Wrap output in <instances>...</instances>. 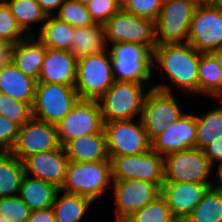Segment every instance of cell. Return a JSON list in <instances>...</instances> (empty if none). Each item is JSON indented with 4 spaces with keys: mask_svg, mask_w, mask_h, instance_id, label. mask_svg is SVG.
Instances as JSON below:
<instances>
[{
    "mask_svg": "<svg viewBox=\"0 0 222 222\" xmlns=\"http://www.w3.org/2000/svg\"><path fill=\"white\" fill-rule=\"evenodd\" d=\"M200 54L201 52L195 50L190 43L156 46L152 67L161 68L174 88H180L185 94L197 95Z\"/></svg>",
    "mask_w": 222,
    "mask_h": 222,
    "instance_id": "cell-1",
    "label": "cell"
},
{
    "mask_svg": "<svg viewBox=\"0 0 222 222\" xmlns=\"http://www.w3.org/2000/svg\"><path fill=\"white\" fill-rule=\"evenodd\" d=\"M144 85L138 82L114 81L113 85L97 100L103 123L130 120L136 115H140L139 118H141L145 97L153 88L151 84Z\"/></svg>",
    "mask_w": 222,
    "mask_h": 222,
    "instance_id": "cell-2",
    "label": "cell"
},
{
    "mask_svg": "<svg viewBox=\"0 0 222 222\" xmlns=\"http://www.w3.org/2000/svg\"><path fill=\"white\" fill-rule=\"evenodd\" d=\"M171 87L168 83L154 85L145 97L141 120L150 141L186 113L178 104Z\"/></svg>",
    "mask_w": 222,
    "mask_h": 222,
    "instance_id": "cell-3",
    "label": "cell"
},
{
    "mask_svg": "<svg viewBox=\"0 0 222 222\" xmlns=\"http://www.w3.org/2000/svg\"><path fill=\"white\" fill-rule=\"evenodd\" d=\"M112 182L110 161L70 162L60 190L95 201L112 187Z\"/></svg>",
    "mask_w": 222,
    "mask_h": 222,
    "instance_id": "cell-4",
    "label": "cell"
},
{
    "mask_svg": "<svg viewBox=\"0 0 222 222\" xmlns=\"http://www.w3.org/2000/svg\"><path fill=\"white\" fill-rule=\"evenodd\" d=\"M114 81L109 50L77 58L75 89L80 99L98 100Z\"/></svg>",
    "mask_w": 222,
    "mask_h": 222,
    "instance_id": "cell-5",
    "label": "cell"
},
{
    "mask_svg": "<svg viewBox=\"0 0 222 222\" xmlns=\"http://www.w3.org/2000/svg\"><path fill=\"white\" fill-rule=\"evenodd\" d=\"M199 0H164L155 21L156 45L188 43L190 24Z\"/></svg>",
    "mask_w": 222,
    "mask_h": 222,
    "instance_id": "cell-6",
    "label": "cell"
},
{
    "mask_svg": "<svg viewBox=\"0 0 222 222\" xmlns=\"http://www.w3.org/2000/svg\"><path fill=\"white\" fill-rule=\"evenodd\" d=\"M115 81L150 84L153 72V52L135 43H116L108 48ZM148 81V82H147Z\"/></svg>",
    "mask_w": 222,
    "mask_h": 222,
    "instance_id": "cell-7",
    "label": "cell"
},
{
    "mask_svg": "<svg viewBox=\"0 0 222 222\" xmlns=\"http://www.w3.org/2000/svg\"><path fill=\"white\" fill-rule=\"evenodd\" d=\"M79 99L75 86L37 82L32 116L56 125Z\"/></svg>",
    "mask_w": 222,
    "mask_h": 222,
    "instance_id": "cell-8",
    "label": "cell"
},
{
    "mask_svg": "<svg viewBox=\"0 0 222 222\" xmlns=\"http://www.w3.org/2000/svg\"><path fill=\"white\" fill-rule=\"evenodd\" d=\"M108 48L116 43H135L148 47L156 45L155 22L120 9L104 24Z\"/></svg>",
    "mask_w": 222,
    "mask_h": 222,
    "instance_id": "cell-9",
    "label": "cell"
},
{
    "mask_svg": "<svg viewBox=\"0 0 222 222\" xmlns=\"http://www.w3.org/2000/svg\"><path fill=\"white\" fill-rule=\"evenodd\" d=\"M136 123L130 120H114L104 123L109 159L113 156H131L151 149L141 118Z\"/></svg>",
    "mask_w": 222,
    "mask_h": 222,
    "instance_id": "cell-10",
    "label": "cell"
},
{
    "mask_svg": "<svg viewBox=\"0 0 222 222\" xmlns=\"http://www.w3.org/2000/svg\"><path fill=\"white\" fill-rule=\"evenodd\" d=\"M188 43L201 53L222 47V6L200 2L189 29Z\"/></svg>",
    "mask_w": 222,
    "mask_h": 222,
    "instance_id": "cell-11",
    "label": "cell"
},
{
    "mask_svg": "<svg viewBox=\"0 0 222 222\" xmlns=\"http://www.w3.org/2000/svg\"><path fill=\"white\" fill-rule=\"evenodd\" d=\"M112 180H143L157 184L164 180V157L152 149L137 155L110 158Z\"/></svg>",
    "mask_w": 222,
    "mask_h": 222,
    "instance_id": "cell-12",
    "label": "cell"
},
{
    "mask_svg": "<svg viewBox=\"0 0 222 222\" xmlns=\"http://www.w3.org/2000/svg\"><path fill=\"white\" fill-rule=\"evenodd\" d=\"M212 168L203 151L198 148L173 152L164 156L165 182L211 184L212 180L208 178Z\"/></svg>",
    "mask_w": 222,
    "mask_h": 222,
    "instance_id": "cell-13",
    "label": "cell"
},
{
    "mask_svg": "<svg viewBox=\"0 0 222 222\" xmlns=\"http://www.w3.org/2000/svg\"><path fill=\"white\" fill-rule=\"evenodd\" d=\"M101 108L97 100L79 99L72 110L56 124L58 140L63 146L67 141L103 129Z\"/></svg>",
    "mask_w": 222,
    "mask_h": 222,
    "instance_id": "cell-14",
    "label": "cell"
},
{
    "mask_svg": "<svg viewBox=\"0 0 222 222\" xmlns=\"http://www.w3.org/2000/svg\"><path fill=\"white\" fill-rule=\"evenodd\" d=\"M116 209L115 222H124L137 210L161 195V188L143 180H115L112 182Z\"/></svg>",
    "mask_w": 222,
    "mask_h": 222,
    "instance_id": "cell-15",
    "label": "cell"
},
{
    "mask_svg": "<svg viewBox=\"0 0 222 222\" xmlns=\"http://www.w3.org/2000/svg\"><path fill=\"white\" fill-rule=\"evenodd\" d=\"M60 146L56 125L32 117L20 126L17 142L11 152L23 161L31 154L58 149Z\"/></svg>",
    "mask_w": 222,
    "mask_h": 222,
    "instance_id": "cell-16",
    "label": "cell"
},
{
    "mask_svg": "<svg viewBox=\"0 0 222 222\" xmlns=\"http://www.w3.org/2000/svg\"><path fill=\"white\" fill-rule=\"evenodd\" d=\"M196 114L185 113L151 141V149L161 156L196 148Z\"/></svg>",
    "mask_w": 222,
    "mask_h": 222,
    "instance_id": "cell-17",
    "label": "cell"
},
{
    "mask_svg": "<svg viewBox=\"0 0 222 222\" xmlns=\"http://www.w3.org/2000/svg\"><path fill=\"white\" fill-rule=\"evenodd\" d=\"M69 163L63 146L31 154L23 160L26 175L50 182L59 189L65 182Z\"/></svg>",
    "mask_w": 222,
    "mask_h": 222,
    "instance_id": "cell-18",
    "label": "cell"
},
{
    "mask_svg": "<svg viewBox=\"0 0 222 222\" xmlns=\"http://www.w3.org/2000/svg\"><path fill=\"white\" fill-rule=\"evenodd\" d=\"M210 187L211 184L194 182H164L161 195L165 198L174 218L186 219Z\"/></svg>",
    "mask_w": 222,
    "mask_h": 222,
    "instance_id": "cell-19",
    "label": "cell"
},
{
    "mask_svg": "<svg viewBox=\"0 0 222 222\" xmlns=\"http://www.w3.org/2000/svg\"><path fill=\"white\" fill-rule=\"evenodd\" d=\"M77 58L67 50L47 48L37 82L75 86Z\"/></svg>",
    "mask_w": 222,
    "mask_h": 222,
    "instance_id": "cell-20",
    "label": "cell"
},
{
    "mask_svg": "<svg viewBox=\"0 0 222 222\" xmlns=\"http://www.w3.org/2000/svg\"><path fill=\"white\" fill-rule=\"evenodd\" d=\"M63 148L70 162L110 161L103 129L99 133L67 141Z\"/></svg>",
    "mask_w": 222,
    "mask_h": 222,
    "instance_id": "cell-21",
    "label": "cell"
},
{
    "mask_svg": "<svg viewBox=\"0 0 222 222\" xmlns=\"http://www.w3.org/2000/svg\"><path fill=\"white\" fill-rule=\"evenodd\" d=\"M46 52L47 48L35 35L26 36L14 44L12 63L38 81Z\"/></svg>",
    "mask_w": 222,
    "mask_h": 222,
    "instance_id": "cell-22",
    "label": "cell"
},
{
    "mask_svg": "<svg viewBox=\"0 0 222 222\" xmlns=\"http://www.w3.org/2000/svg\"><path fill=\"white\" fill-rule=\"evenodd\" d=\"M37 80L22 73L12 62L0 69V93L32 106Z\"/></svg>",
    "mask_w": 222,
    "mask_h": 222,
    "instance_id": "cell-23",
    "label": "cell"
},
{
    "mask_svg": "<svg viewBox=\"0 0 222 222\" xmlns=\"http://www.w3.org/2000/svg\"><path fill=\"white\" fill-rule=\"evenodd\" d=\"M57 188L54 184L39 178L24 175L18 196L31 211L51 208L54 203Z\"/></svg>",
    "mask_w": 222,
    "mask_h": 222,
    "instance_id": "cell-24",
    "label": "cell"
},
{
    "mask_svg": "<svg viewBox=\"0 0 222 222\" xmlns=\"http://www.w3.org/2000/svg\"><path fill=\"white\" fill-rule=\"evenodd\" d=\"M73 36L70 52L76 58L108 50L105 28L101 23L85 27H74Z\"/></svg>",
    "mask_w": 222,
    "mask_h": 222,
    "instance_id": "cell-25",
    "label": "cell"
},
{
    "mask_svg": "<svg viewBox=\"0 0 222 222\" xmlns=\"http://www.w3.org/2000/svg\"><path fill=\"white\" fill-rule=\"evenodd\" d=\"M62 192L63 194L59 195ZM94 201L86 196L57 191L51 207L56 222H81L87 210Z\"/></svg>",
    "mask_w": 222,
    "mask_h": 222,
    "instance_id": "cell-26",
    "label": "cell"
},
{
    "mask_svg": "<svg viewBox=\"0 0 222 222\" xmlns=\"http://www.w3.org/2000/svg\"><path fill=\"white\" fill-rule=\"evenodd\" d=\"M38 35L46 48L70 51L74 27L54 15H48Z\"/></svg>",
    "mask_w": 222,
    "mask_h": 222,
    "instance_id": "cell-27",
    "label": "cell"
},
{
    "mask_svg": "<svg viewBox=\"0 0 222 222\" xmlns=\"http://www.w3.org/2000/svg\"><path fill=\"white\" fill-rule=\"evenodd\" d=\"M24 175L23 161L12 152H0V198L18 195Z\"/></svg>",
    "mask_w": 222,
    "mask_h": 222,
    "instance_id": "cell-28",
    "label": "cell"
},
{
    "mask_svg": "<svg viewBox=\"0 0 222 222\" xmlns=\"http://www.w3.org/2000/svg\"><path fill=\"white\" fill-rule=\"evenodd\" d=\"M222 93V69L214 55L201 53L198 67V94L214 97Z\"/></svg>",
    "mask_w": 222,
    "mask_h": 222,
    "instance_id": "cell-29",
    "label": "cell"
},
{
    "mask_svg": "<svg viewBox=\"0 0 222 222\" xmlns=\"http://www.w3.org/2000/svg\"><path fill=\"white\" fill-rule=\"evenodd\" d=\"M21 30L27 35H35L32 32V24L44 21L47 15L41 9L37 0H4ZM33 33V34H32Z\"/></svg>",
    "mask_w": 222,
    "mask_h": 222,
    "instance_id": "cell-30",
    "label": "cell"
},
{
    "mask_svg": "<svg viewBox=\"0 0 222 222\" xmlns=\"http://www.w3.org/2000/svg\"><path fill=\"white\" fill-rule=\"evenodd\" d=\"M219 105L221 106L215 107L203 115H196V148L200 150L213 142L217 137L222 136V104L219 103Z\"/></svg>",
    "mask_w": 222,
    "mask_h": 222,
    "instance_id": "cell-31",
    "label": "cell"
},
{
    "mask_svg": "<svg viewBox=\"0 0 222 222\" xmlns=\"http://www.w3.org/2000/svg\"><path fill=\"white\" fill-rule=\"evenodd\" d=\"M186 220L187 222H222V192L210 187Z\"/></svg>",
    "mask_w": 222,
    "mask_h": 222,
    "instance_id": "cell-32",
    "label": "cell"
},
{
    "mask_svg": "<svg viewBox=\"0 0 222 222\" xmlns=\"http://www.w3.org/2000/svg\"><path fill=\"white\" fill-rule=\"evenodd\" d=\"M174 219L165 198L160 195L124 222H172Z\"/></svg>",
    "mask_w": 222,
    "mask_h": 222,
    "instance_id": "cell-33",
    "label": "cell"
},
{
    "mask_svg": "<svg viewBox=\"0 0 222 222\" xmlns=\"http://www.w3.org/2000/svg\"><path fill=\"white\" fill-rule=\"evenodd\" d=\"M56 14L54 16L71 24L73 27H85L95 24L88 12L87 6L78 0H65Z\"/></svg>",
    "mask_w": 222,
    "mask_h": 222,
    "instance_id": "cell-34",
    "label": "cell"
},
{
    "mask_svg": "<svg viewBox=\"0 0 222 222\" xmlns=\"http://www.w3.org/2000/svg\"><path fill=\"white\" fill-rule=\"evenodd\" d=\"M0 115L22 126L33 117L32 106L0 93Z\"/></svg>",
    "mask_w": 222,
    "mask_h": 222,
    "instance_id": "cell-35",
    "label": "cell"
},
{
    "mask_svg": "<svg viewBox=\"0 0 222 222\" xmlns=\"http://www.w3.org/2000/svg\"><path fill=\"white\" fill-rule=\"evenodd\" d=\"M27 35L18 26L10 7L0 0V42L16 44Z\"/></svg>",
    "mask_w": 222,
    "mask_h": 222,
    "instance_id": "cell-36",
    "label": "cell"
},
{
    "mask_svg": "<svg viewBox=\"0 0 222 222\" xmlns=\"http://www.w3.org/2000/svg\"><path fill=\"white\" fill-rule=\"evenodd\" d=\"M31 210L18 196L0 198V216L7 222H27Z\"/></svg>",
    "mask_w": 222,
    "mask_h": 222,
    "instance_id": "cell-37",
    "label": "cell"
},
{
    "mask_svg": "<svg viewBox=\"0 0 222 222\" xmlns=\"http://www.w3.org/2000/svg\"><path fill=\"white\" fill-rule=\"evenodd\" d=\"M164 0H129L122 8L138 17L156 21L161 12Z\"/></svg>",
    "mask_w": 222,
    "mask_h": 222,
    "instance_id": "cell-38",
    "label": "cell"
},
{
    "mask_svg": "<svg viewBox=\"0 0 222 222\" xmlns=\"http://www.w3.org/2000/svg\"><path fill=\"white\" fill-rule=\"evenodd\" d=\"M87 9L95 23L104 25L121 8L115 0H92L87 5Z\"/></svg>",
    "mask_w": 222,
    "mask_h": 222,
    "instance_id": "cell-39",
    "label": "cell"
},
{
    "mask_svg": "<svg viewBox=\"0 0 222 222\" xmlns=\"http://www.w3.org/2000/svg\"><path fill=\"white\" fill-rule=\"evenodd\" d=\"M20 125L0 115V152H11L15 146Z\"/></svg>",
    "mask_w": 222,
    "mask_h": 222,
    "instance_id": "cell-40",
    "label": "cell"
},
{
    "mask_svg": "<svg viewBox=\"0 0 222 222\" xmlns=\"http://www.w3.org/2000/svg\"><path fill=\"white\" fill-rule=\"evenodd\" d=\"M210 165L222 162V136L217 137L213 142L202 149Z\"/></svg>",
    "mask_w": 222,
    "mask_h": 222,
    "instance_id": "cell-41",
    "label": "cell"
},
{
    "mask_svg": "<svg viewBox=\"0 0 222 222\" xmlns=\"http://www.w3.org/2000/svg\"><path fill=\"white\" fill-rule=\"evenodd\" d=\"M27 222H56L52 208L31 211Z\"/></svg>",
    "mask_w": 222,
    "mask_h": 222,
    "instance_id": "cell-42",
    "label": "cell"
},
{
    "mask_svg": "<svg viewBox=\"0 0 222 222\" xmlns=\"http://www.w3.org/2000/svg\"><path fill=\"white\" fill-rule=\"evenodd\" d=\"M13 43L0 42V69L12 62Z\"/></svg>",
    "mask_w": 222,
    "mask_h": 222,
    "instance_id": "cell-43",
    "label": "cell"
},
{
    "mask_svg": "<svg viewBox=\"0 0 222 222\" xmlns=\"http://www.w3.org/2000/svg\"><path fill=\"white\" fill-rule=\"evenodd\" d=\"M38 4L40 5L41 9L44 11V13L48 15H55V12L58 10L65 0H37Z\"/></svg>",
    "mask_w": 222,
    "mask_h": 222,
    "instance_id": "cell-44",
    "label": "cell"
},
{
    "mask_svg": "<svg viewBox=\"0 0 222 222\" xmlns=\"http://www.w3.org/2000/svg\"><path fill=\"white\" fill-rule=\"evenodd\" d=\"M217 174H216V178H215V180H217V178H218V183L216 182V183H211V188H213V189H215V190H217V191H219V192H222V162H220V163H218L217 165ZM215 184V185H214Z\"/></svg>",
    "mask_w": 222,
    "mask_h": 222,
    "instance_id": "cell-45",
    "label": "cell"
},
{
    "mask_svg": "<svg viewBox=\"0 0 222 222\" xmlns=\"http://www.w3.org/2000/svg\"><path fill=\"white\" fill-rule=\"evenodd\" d=\"M214 57L216 58L218 65L221 67L222 69V47L217 48L216 50L211 52Z\"/></svg>",
    "mask_w": 222,
    "mask_h": 222,
    "instance_id": "cell-46",
    "label": "cell"
},
{
    "mask_svg": "<svg viewBox=\"0 0 222 222\" xmlns=\"http://www.w3.org/2000/svg\"><path fill=\"white\" fill-rule=\"evenodd\" d=\"M115 1L120 8H123L129 2V0H115Z\"/></svg>",
    "mask_w": 222,
    "mask_h": 222,
    "instance_id": "cell-47",
    "label": "cell"
},
{
    "mask_svg": "<svg viewBox=\"0 0 222 222\" xmlns=\"http://www.w3.org/2000/svg\"><path fill=\"white\" fill-rule=\"evenodd\" d=\"M209 2L222 6V0H210Z\"/></svg>",
    "mask_w": 222,
    "mask_h": 222,
    "instance_id": "cell-48",
    "label": "cell"
},
{
    "mask_svg": "<svg viewBox=\"0 0 222 222\" xmlns=\"http://www.w3.org/2000/svg\"><path fill=\"white\" fill-rule=\"evenodd\" d=\"M80 3H82L83 5H88L90 1L92 0H78Z\"/></svg>",
    "mask_w": 222,
    "mask_h": 222,
    "instance_id": "cell-49",
    "label": "cell"
},
{
    "mask_svg": "<svg viewBox=\"0 0 222 222\" xmlns=\"http://www.w3.org/2000/svg\"><path fill=\"white\" fill-rule=\"evenodd\" d=\"M172 222H187L186 219L175 218Z\"/></svg>",
    "mask_w": 222,
    "mask_h": 222,
    "instance_id": "cell-50",
    "label": "cell"
},
{
    "mask_svg": "<svg viewBox=\"0 0 222 222\" xmlns=\"http://www.w3.org/2000/svg\"><path fill=\"white\" fill-rule=\"evenodd\" d=\"M218 102L220 103V104H222V93L218 96Z\"/></svg>",
    "mask_w": 222,
    "mask_h": 222,
    "instance_id": "cell-51",
    "label": "cell"
},
{
    "mask_svg": "<svg viewBox=\"0 0 222 222\" xmlns=\"http://www.w3.org/2000/svg\"><path fill=\"white\" fill-rule=\"evenodd\" d=\"M0 222H7V221H6L5 218H2V217L0 216Z\"/></svg>",
    "mask_w": 222,
    "mask_h": 222,
    "instance_id": "cell-52",
    "label": "cell"
},
{
    "mask_svg": "<svg viewBox=\"0 0 222 222\" xmlns=\"http://www.w3.org/2000/svg\"><path fill=\"white\" fill-rule=\"evenodd\" d=\"M200 2H208V1H210V0H199Z\"/></svg>",
    "mask_w": 222,
    "mask_h": 222,
    "instance_id": "cell-53",
    "label": "cell"
}]
</instances>
